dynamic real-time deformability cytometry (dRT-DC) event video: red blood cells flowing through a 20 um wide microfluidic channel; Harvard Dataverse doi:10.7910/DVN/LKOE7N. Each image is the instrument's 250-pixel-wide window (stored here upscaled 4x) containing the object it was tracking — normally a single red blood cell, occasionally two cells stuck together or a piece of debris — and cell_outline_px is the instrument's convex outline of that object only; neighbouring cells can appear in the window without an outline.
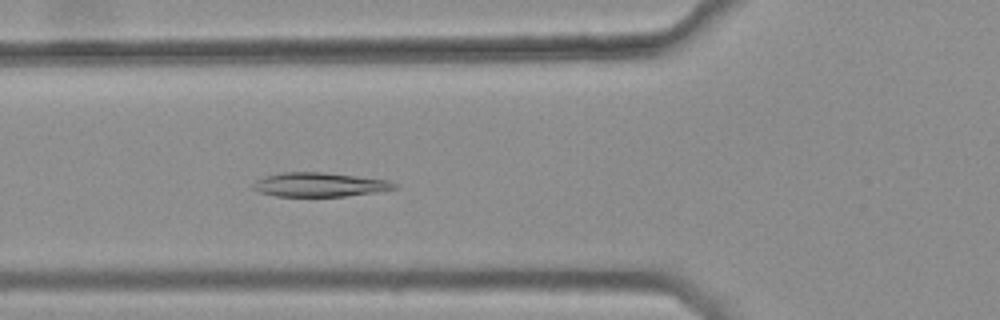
{"species": "common noctule bat (a hibernating species)", "species_latin": "Nyctalus noctula", "temperature_condition": "warm", "stored_images_in_passage": 34, "camera_frame_rate_fps": 3000, "um_per_image_px": 0.085, "animal": {"sex": "female", "body_mass_g": 25.1}, "frame": {"image": 1, "passage_image": 9, "time_ms": 2.667, "image_size_px": [1000, 320], "cell_outline_px": [[400, 188], [376, 192], [348, 196], [276, 196], [260, 192], [252, 188], [252, 184], [256, 180], [264, 176], [284, 172], [324, 172], [388, 180], [400, 184]], "centroid_in_image_um": [27.21, 15.69], "position_along_channel_um": 98.6, "area_um2": 20.0}}
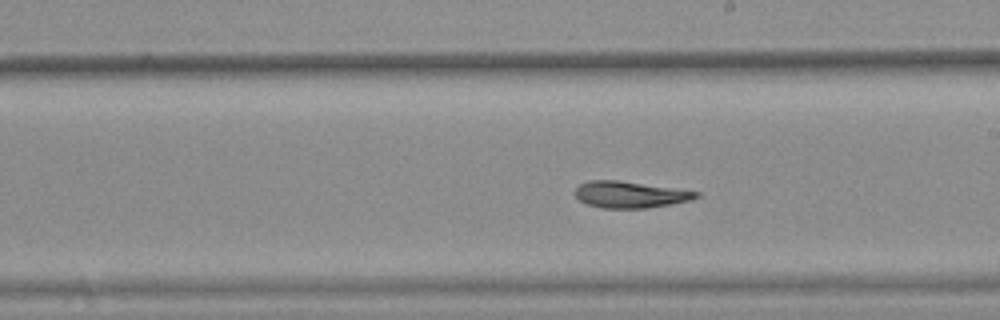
{"frame": {"image": 2, "passage_image": 20, "time_ms": 6.333, "image_size_px": [1000, 320], "cell_outline_px": [[700, 196], [692, 200], [672, 204], [648, 208], [600, 208], [588, 204], [580, 200], [572, 192], [580, 184], [588, 180], [616, 180], [700, 192]], "centroid_in_image_um": [53.54, 16.54], "position_along_channel_um": 235.5, "area_um2": 18.67}}
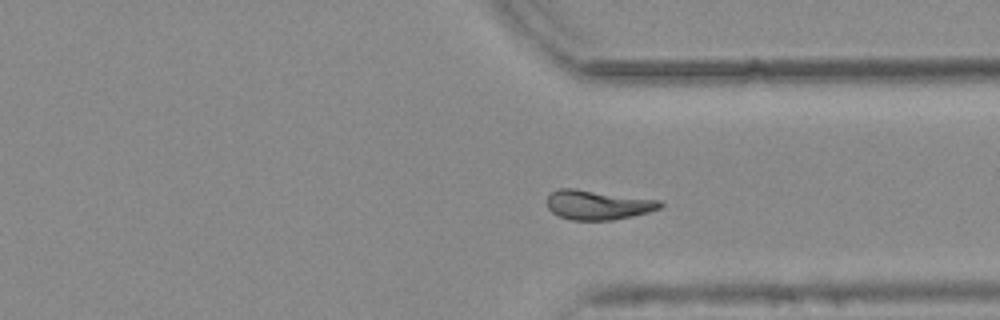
{"frame": {"image": 3, "passage_image": 30, "time_ms": 9.667, "image_size_px": [1000, 320], "cell_outline_px": [[664, 204], [660, 208], [648, 212], [632, 216], [612, 220], [572, 220], [560, 216], [552, 212], [548, 208], [548, 196], [556, 188], [572, 188], [660, 200]], "centroid_in_image_um": [50.82, 17.41], "position_along_channel_um": 360.6, "area_um2": 19.31}}